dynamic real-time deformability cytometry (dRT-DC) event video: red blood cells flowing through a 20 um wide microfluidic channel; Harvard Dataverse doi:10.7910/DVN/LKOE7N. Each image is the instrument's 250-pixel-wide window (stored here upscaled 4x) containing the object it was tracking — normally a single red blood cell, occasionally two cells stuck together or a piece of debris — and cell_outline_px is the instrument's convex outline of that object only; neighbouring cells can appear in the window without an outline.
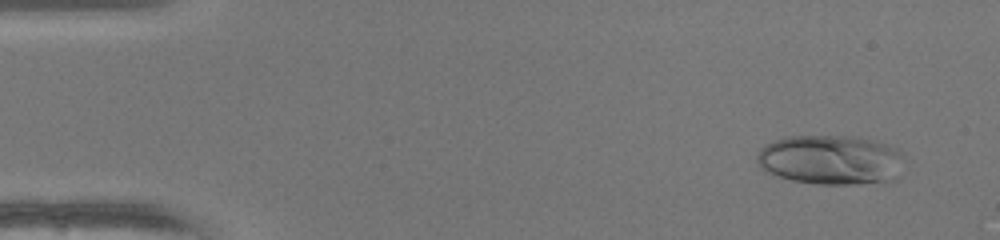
{"species": "human", "species_latin": "Homo sapiens", "temperature_condition": "warm", "stored_images_in_passage": 51, "camera_frame_rate_fps": 3000, "um_per_image_px": 0.085, "donor": {"sex": "female"}, "frame": {"image": 1, "passage_image": 4, "time_ms": 1.0, "image_size_px": [1000, 240], "cell_outline_px": [[904, 160], [896, 180], [856, 184], [816, 184], [792, 180], [772, 176], [764, 172], [756, 164], [756, 152], [760, 148], [784, 136], [860, 136], [896, 148], [904, 156]], "centroid_in_image_um": [70.57, 13.59], "position_along_channel_um": 14.4, "area_um2": 43.29}}
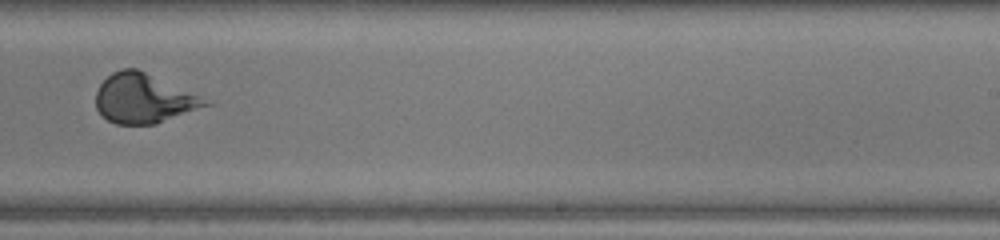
{"frame": {"image": 2, "passage_image": 32, "time_ms": 10.333, "image_size_px": [1000, 240], "cell_outline_px": [[212, 104], [156, 124], [116, 124], [108, 120], [96, 108], [96, 92], [100, 84], [112, 72], [120, 68], [136, 68], [196, 96]], "centroid_in_image_um": [12.12, 8.39], "position_along_channel_um": 276.9, "area_um2": 30.58}}
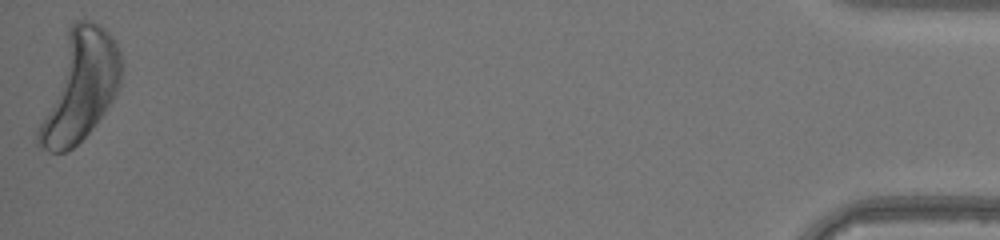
{"frame": {"image": 3, "passage_image": 51, "time_ms": 16.667, "image_size_px": [1000, 240], "cell_outline_px": [[124, 68], [120, 84], [112, 100], [92, 128], [72, 148], [64, 152], [48, 152], [40, 148], [36, 144], [36, 132], [68, 28], [76, 20], [92, 20], [100, 24], [116, 40], [120, 52]], "centroid_in_image_um": [6.79, 7.33], "position_along_channel_um": 428.4, "area_um2": 52.83}}